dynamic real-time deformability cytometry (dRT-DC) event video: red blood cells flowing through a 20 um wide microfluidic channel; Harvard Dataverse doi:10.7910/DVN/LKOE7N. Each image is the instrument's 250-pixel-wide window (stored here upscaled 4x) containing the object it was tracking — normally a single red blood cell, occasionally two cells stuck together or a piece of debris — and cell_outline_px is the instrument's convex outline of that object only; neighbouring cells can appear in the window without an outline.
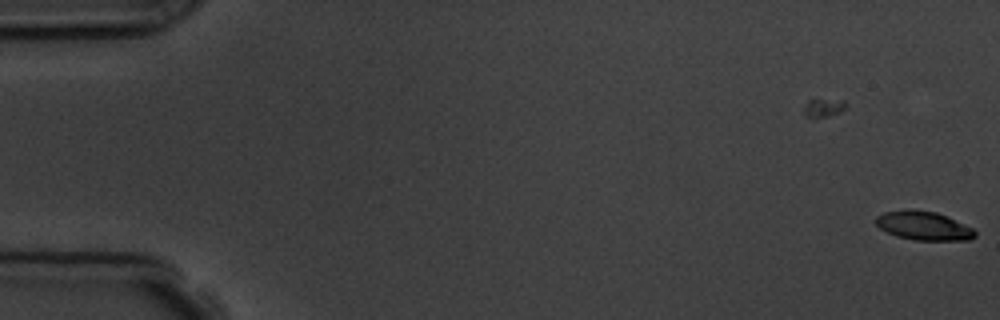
{"species": "common noctule bat (a hibernating species)", "species_latin": "Nyctalus noctula", "temperature_condition": "room temperature", "stored_images_in_passage": 2, "camera_frame_rate_fps": 3000, "um_per_image_px": 0.085, "animal": {"sex": "male", "body_mass_g": 19.5, "forearm_length_mm": 54.6}, "frame": {"image": 1, "passage_image": 2, "time_ms": 1.0, "image_size_px": [1000, 320], "cell_outline_px": [[976, 236], [968, 240], [916, 240], [896, 236], [880, 228], [876, 224], [876, 216], [884, 212], [936, 212], [948, 216], [972, 228], [976, 232]], "centroid_in_image_um": [78.56, 19.23], "position_along_channel_um": 6.4, "area_um2": 15.95}}